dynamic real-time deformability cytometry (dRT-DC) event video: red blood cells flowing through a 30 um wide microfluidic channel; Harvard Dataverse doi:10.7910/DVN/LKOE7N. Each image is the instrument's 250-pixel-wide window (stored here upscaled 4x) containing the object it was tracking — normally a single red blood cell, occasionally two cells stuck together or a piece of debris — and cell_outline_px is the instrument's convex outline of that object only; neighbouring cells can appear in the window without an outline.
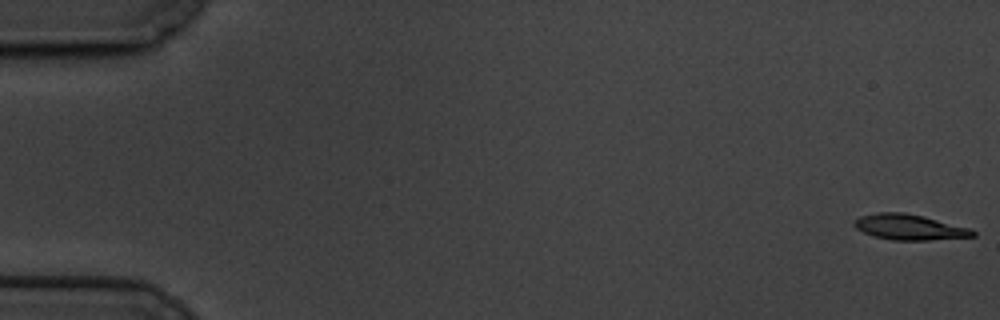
{"species": "common noctule bat (a hibernating species)", "species_latin": "Nyctalus noctula", "temperature_condition": "cold", "stored_images_in_passage": 12, "camera_frame_rate_fps": 3000, "um_per_image_px": 0.085, "animal": {"sex": "male", "body_mass_g": 19.5, "forearm_length_mm": 54.6}, "frame": {"image": 1, "passage_image": 1, "time_ms": 0.0, "image_size_px": [1000, 320], "cell_outline_px": [[976, 236], [928, 240], [892, 240], [872, 236], [856, 228], [852, 224], [852, 220], [860, 216], [876, 212], [904, 212], [924, 216], [968, 228], [976, 232]], "centroid_in_image_um": [77.23, 19.3], "position_along_channel_um": 7.8, "area_um2": 17.69}}